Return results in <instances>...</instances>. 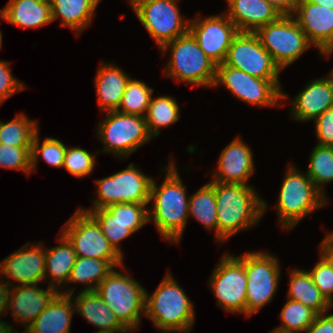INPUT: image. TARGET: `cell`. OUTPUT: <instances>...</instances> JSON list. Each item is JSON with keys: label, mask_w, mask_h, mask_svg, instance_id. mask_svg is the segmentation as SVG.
<instances>
[{"label": "cell", "mask_w": 333, "mask_h": 333, "mask_svg": "<svg viewBox=\"0 0 333 333\" xmlns=\"http://www.w3.org/2000/svg\"><path fill=\"white\" fill-rule=\"evenodd\" d=\"M0 19L24 28L42 27L52 23L49 0H9L0 10Z\"/></svg>", "instance_id": "4316f807"}, {"label": "cell", "mask_w": 333, "mask_h": 333, "mask_svg": "<svg viewBox=\"0 0 333 333\" xmlns=\"http://www.w3.org/2000/svg\"><path fill=\"white\" fill-rule=\"evenodd\" d=\"M281 15H293L299 0H267Z\"/></svg>", "instance_id": "bcb514c9"}, {"label": "cell", "mask_w": 333, "mask_h": 333, "mask_svg": "<svg viewBox=\"0 0 333 333\" xmlns=\"http://www.w3.org/2000/svg\"><path fill=\"white\" fill-rule=\"evenodd\" d=\"M271 333H293V332H286V331L275 328V329H273V331H271Z\"/></svg>", "instance_id": "f907efd6"}, {"label": "cell", "mask_w": 333, "mask_h": 333, "mask_svg": "<svg viewBox=\"0 0 333 333\" xmlns=\"http://www.w3.org/2000/svg\"><path fill=\"white\" fill-rule=\"evenodd\" d=\"M148 204L118 203L100 209H83L98 223L105 238L123 257L119 243L149 223Z\"/></svg>", "instance_id": "5bb4252c"}, {"label": "cell", "mask_w": 333, "mask_h": 333, "mask_svg": "<svg viewBox=\"0 0 333 333\" xmlns=\"http://www.w3.org/2000/svg\"><path fill=\"white\" fill-rule=\"evenodd\" d=\"M292 16L321 56L333 43V7L299 0Z\"/></svg>", "instance_id": "d6986e66"}, {"label": "cell", "mask_w": 333, "mask_h": 333, "mask_svg": "<svg viewBox=\"0 0 333 333\" xmlns=\"http://www.w3.org/2000/svg\"><path fill=\"white\" fill-rule=\"evenodd\" d=\"M223 63L265 80H279L282 71L251 32H239L233 38Z\"/></svg>", "instance_id": "2e32d148"}, {"label": "cell", "mask_w": 333, "mask_h": 333, "mask_svg": "<svg viewBox=\"0 0 333 333\" xmlns=\"http://www.w3.org/2000/svg\"><path fill=\"white\" fill-rule=\"evenodd\" d=\"M161 333H170V331H164V332H161ZM171 333H172V331H171Z\"/></svg>", "instance_id": "db71d44e"}, {"label": "cell", "mask_w": 333, "mask_h": 333, "mask_svg": "<svg viewBox=\"0 0 333 333\" xmlns=\"http://www.w3.org/2000/svg\"><path fill=\"white\" fill-rule=\"evenodd\" d=\"M190 20L189 32L203 52L216 64L225 61L233 38L239 33L234 23L224 13Z\"/></svg>", "instance_id": "e0dca14e"}, {"label": "cell", "mask_w": 333, "mask_h": 333, "mask_svg": "<svg viewBox=\"0 0 333 333\" xmlns=\"http://www.w3.org/2000/svg\"><path fill=\"white\" fill-rule=\"evenodd\" d=\"M175 165L171 161L165 166L167 173L160 187L152 180L149 201L154 204L148 209L149 222L154 221L159 234L171 244L180 242L189 217L186 186Z\"/></svg>", "instance_id": "7a4b0ae2"}, {"label": "cell", "mask_w": 333, "mask_h": 333, "mask_svg": "<svg viewBox=\"0 0 333 333\" xmlns=\"http://www.w3.org/2000/svg\"><path fill=\"white\" fill-rule=\"evenodd\" d=\"M131 7L159 49L189 32L176 0H138Z\"/></svg>", "instance_id": "4fadbf2b"}, {"label": "cell", "mask_w": 333, "mask_h": 333, "mask_svg": "<svg viewBox=\"0 0 333 333\" xmlns=\"http://www.w3.org/2000/svg\"><path fill=\"white\" fill-rule=\"evenodd\" d=\"M9 293L10 286L4 281H0V317L6 314L5 310L9 300ZM13 328L14 326L9 325L6 321H0V333H14Z\"/></svg>", "instance_id": "f6af8a7d"}, {"label": "cell", "mask_w": 333, "mask_h": 333, "mask_svg": "<svg viewBox=\"0 0 333 333\" xmlns=\"http://www.w3.org/2000/svg\"><path fill=\"white\" fill-rule=\"evenodd\" d=\"M0 167L23 171L29 175L31 171V147H14L0 143Z\"/></svg>", "instance_id": "ab89813d"}, {"label": "cell", "mask_w": 333, "mask_h": 333, "mask_svg": "<svg viewBox=\"0 0 333 333\" xmlns=\"http://www.w3.org/2000/svg\"><path fill=\"white\" fill-rule=\"evenodd\" d=\"M74 298L75 312L83 316L87 323L98 327L99 333H129L107 304L95 291H81Z\"/></svg>", "instance_id": "d4e9b609"}, {"label": "cell", "mask_w": 333, "mask_h": 333, "mask_svg": "<svg viewBox=\"0 0 333 333\" xmlns=\"http://www.w3.org/2000/svg\"><path fill=\"white\" fill-rule=\"evenodd\" d=\"M288 165L275 207L278 221L286 230L292 229L304 216L329 202L315 187L306 172L303 174L292 164Z\"/></svg>", "instance_id": "5b68a950"}, {"label": "cell", "mask_w": 333, "mask_h": 333, "mask_svg": "<svg viewBox=\"0 0 333 333\" xmlns=\"http://www.w3.org/2000/svg\"><path fill=\"white\" fill-rule=\"evenodd\" d=\"M12 289V291H11ZM59 290L48 286L47 289L39 288L37 284L15 285L10 287L7 311L12 310V317L28 328L38 315L48 306Z\"/></svg>", "instance_id": "44dd1931"}, {"label": "cell", "mask_w": 333, "mask_h": 333, "mask_svg": "<svg viewBox=\"0 0 333 333\" xmlns=\"http://www.w3.org/2000/svg\"><path fill=\"white\" fill-rule=\"evenodd\" d=\"M39 140L38 131L31 146V171H35L39 157L51 167L62 168L67 146L62 141L52 137L45 138L42 144Z\"/></svg>", "instance_id": "74e56055"}, {"label": "cell", "mask_w": 333, "mask_h": 333, "mask_svg": "<svg viewBox=\"0 0 333 333\" xmlns=\"http://www.w3.org/2000/svg\"><path fill=\"white\" fill-rule=\"evenodd\" d=\"M179 110V105L173 97L164 95L151 98L144 116L149 134L157 137L160 134V128L176 123L180 119Z\"/></svg>", "instance_id": "d6a6232c"}, {"label": "cell", "mask_w": 333, "mask_h": 333, "mask_svg": "<svg viewBox=\"0 0 333 333\" xmlns=\"http://www.w3.org/2000/svg\"><path fill=\"white\" fill-rule=\"evenodd\" d=\"M317 313L304 304L288 299L280 312L281 325L277 329L286 332H305L313 323Z\"/></svg>", "instance_id": "8d00e7d4"}, {"label": "cell", "mask_w": 333, "mask_h": 333, "mask_svg": "<svg viewBox=\"0 0 333 333\" xmlns=\"http://www.w3.org/2000/svg\"><path fill=\"white\" fill-rule=\"evenodd\" d=\"M193 305L171 273L165 274L152 295L145 291V317L163 331L190 332L195 322Z\"/></svg>", "instance_id": "3957f363"}, {"label": "cell", "mask_w": 333, "mask_h": 333, "mask_svg": "<svg viewBox=\"0 0 333 333\" xmlns=\"http://www.w3.org/2000/svg\"><path fill=\"white\" fill-rule=\"evenodd\" d=\"M58 241L60 244L46 249L45 255V281L47 277H51L52 280L47 284L55 289L68 282L77 258L72 244L61 232Z\"/></svg>", "instance_id": "f1b7e54d"}, {"label": "cell", "mask_w": 333, "mask_h": 333, "mask_svg": "<svg viewBox=\"0 0 333 333\" xmlns=\"http://www.w3.org/2000/svg\"><path fill=\"white\" fill-rule=\"evenodd\" d=\"M161 51L163 55L171 53L163 71L165 76L195 86H214L217 65L203 52L190 32L166 43Z\"/></svg>", "instance_id": "277c9868"}, {"label": "cell", "mask_w": 333, "mask_h": 333, "mask_svg": "<svg viewBox=\"0 0 333 333\" xmlns=\"http://www.w3.org/2000/svg\"><path fill=\"white\" fill-rule=\"evenodd\" d=\"M328 76L312 80L294 97L290 114L295 121L315 120L333 106V72Z\"/></svg>", "instance_id": "7402d4cb"}, {"label": "cell", "mask_w": 333, "mask_h": 333, "mask_svg": "<svg viewBox=\"0 0 333 333\" xmlns=\"http://www.w3.org/2000/svg\"><path fill=\"white\" fill-rule=\"evenodd\" d=\"M105 119L100 121L97 129L98 139L103 141L104 151L116 157L128 158L136 149L149 142L145 117L107 111Z\"/></svg>", "instance_id": "ba28073f"}, {"label": "cell", "mask_w": 333, "mask_h": 333, "mask_svg": "<svg viewBox=\"0 0 333 333\" xmlns=\"http://www.w3.org/2000/svg\"><path fill=\"white\" fill-rule=\"evenodd\" d=\"M313 4L324 5L325 7H333V0H306Z\"/></svg>", "instance_id": "c3c4849f"}, {"label": "cell", "mask_w": 333, "mask_h": 333, "mask_svg": "<svg viewBox=\"0 0 333 333\" xmlns=\"http://www.w3.org/2000/svg\"><path fill=\"white\" fill-rule=\"evenodd\" d=\"M255 34L281 70L299 59L312 45L292 15H282Z\"/></svg>", "instance_id": "30bf717a"}, {"label": "cell", "mask_w": 333, "mask_h": 333, "mask_svg": "<svg viewBox=\"0 0 333 333\" xmlns=\"http://www.w3.org/2000/svg\"><path fill=\"white\" fill-rule=\"evenodd\" d=\"M114 268L107 260L77 256L68 282L85 284L86 288L83 291L96 290Z\"/></svg>", "instance_id": "1f68e13d"}, {"label": "cell", "mask_w": 333, "mask_h": 333, "mask_svg": "<svg viewBox=\"0 0 333 333\" xmlns=\"http://www.w3.org/2000/svg\"><path fill=\"white\" fill-rule=\"evenodd\" d=\"M320 252L333 264V232H328L320 243Z\"/></svg>", "instance_id": "7dc6e473"}, {"label": "cell", "mask_w": 333, "mask_h": 333, "mask_svg": "<svg viewBox=\"0 0 333 333\" xmlns=\"http://www.w3.org/2000/svg\"><path fill=\"white\" fill-rule=\"evenodd\" d=\"M52 22L61 18V27L80 34L92 23L93 15L100 0H49Z\"/></svg>", "instance_id": "83f0119b"}, {"label": "cell", "mask_w": 333, "mask_h": 333, "mask_svg": "<svg viewBox=\"0 0 333 333\" xmlns=\"http://www.w3.org/2000/svg\"><path fill=\"white\" fill-rule=\"evenodd\" d=\"M333 52V43L321 54V56H330Z\"/></svg>", "instance_id": "681fc988"}, {"label": "cell", "mask_w": 333, "mask_h": 333, "mask_svg": "<svg viewBox=\"0 0 333 333\" xmlns=\"http://www.w3.org/2000/svg\"><path fill=\"white\" fill-rule=\"evenodd\" d=\"M243 265L247 276V318L272 301L278 290L280 278L279 259L266 252H245L235 256Z\"/></svg>", "instance_id": "52a82bcc"}, {"label": "cell", "mask_w": 333, "mask_h": 333, "mask_svg": "<svg viewBox=\"0 0 333 333\" xmlns=\"http://www.w3.org/2000/svg\"><path fill=\"white\" fill-rule=\"evenodd\" d=\"M41 244L42 242L32 245L27 242L0 262V276L11 279L6 282L10 287H13L12 280L20 285L45 282L46 249Z\"/></svg>", "instance_id": "ac0fdd59"}, {"label": "cell", "mask_w": 333, "mask_h": 333, "mask_svg": "<svg viewBox=\"0 0 333 333\" xmlns=\"http://www.w3.org/2000/svg\"><path fill=\"white\" fill-rule=\"evenodd\" d=\"M115 269L95 291L118 320L129 331H135L141 323V316H145L146 289L136 279Z\"/></svg>", "instance_id": "8992f818"}, {"label": "cell", "mask_w": 333, "mask_h": 333, "mask_svg": "<svg viewBox=\"0 0 333 333\" xmlns=\"http://www.w3.org/2000/svg\"><path fill=\"white\" fill-rule=\"evenodd\" d=\"M74 289L68 288L53 298L34 322L22 333H70L71 320L75 314Z\"/></svg>", "instance_id": "cb8c5ba5"}, {"label": "cell", "mask_w": 333, "mask_h": 333, "mask_svg": "<svg viewBox=\"0 0 333 333\" xmlns=\"http://www.w3.org/2000/svg\"><path fill=\"white\" fill-rule=\"evenodd\" d=\"M1 47H2V33H1V30H0V50H1Z\"/></svg>", "instance_id": "f5cc1de1"}, {"label": "cell", "mask_w": 333, "mask_h": 333, "mask_svg": "<svg viewBox=\"0 0 333 333\" xmlns=\"http://www.w3.org/2000/svg\"><path fill=\"white\" fill-rule=\"evenodd\" d=\"M153 178L146 176L134 163L126 169L96 180L97 199L92 209L106 208L118 203L149 204L150 188Z\"/></svg>", "instance_id": "7c38bea8"}, {"label": "cell", "mask_w": 333, "mask_h": 333, "mask_svg": "<svg viewBox=\"0 0 333 333\" xmlns=\"http://www.w3.org/2000/svg\"><path fill=\"white\" fill-rule=\"evenodd\" d=\"M11 68L7 61L0 60V105L12 95L25 90V84L11 74Z\"/></svg>", "instance_id": "b9f144b4"}, {"label": "cell", "mask_w": 333, "mask_h": 333, "mask_svg": "<svg viewBox=\"0 0 333 333\" xmlns=\"http://www.w3.org/2000/svg\"><path fill=\"white\" fill-rule=\"evenodd\" d=\"M279 81L257 78L222 63L217 65L213 87L223 84L235 97L245 103L260 107H276L281 105L284 99H287Z\"/></svg>", "instance_id": "8fae6325"}, {"label": "cell", "mask_w": 333, "mask_h": 333, "mask_svg": "<svg viewBox=\"0 0 333 333\" xmlns=\"http://www.w3.org/2000/svg\"><path fill=\"white\" fill-rule=\"evenodd\" d=\"M129 1V4L132 6L134 5L138 0H128Z\"/></svg>", "instance_id": "816d5d0a"}, {"label": "cell", "mask_w": 333, "mask_h": 333, "mask_svg": "<svg viewBox=\"0 0 333 333\" xmlns=\"http://www.w3.org/2000/svg\"><path fill=\"white\" fill-rule=\"evenodd\" d=\"M251 147L238 136L219 155L217 171L212 181L222 183L248 184L254 174V160Z\"/></svg>", "instance_id": "ffe728a7"}, {"label": "cell", "mask_w": 333, "mask_h": 333, "mask_svg": "<svg viewBox=\"0 0 333 333\" xmlns=\"http://www.w3.org/2000/svg\"><path fill=\"white\" fill-rule=\"evenodd\" d=\"M153 88L140 80L128 81L121 103L116 111L123 114L139 115L144 117L150 104Z\"/></svg>", "instance_id": "d590c367"}, {"label": "cell", "mask_w": 333, "mask_h": 333, "mask_svg": "<svg viewBox=\"0 0 333 333\" xmlns=\"http://www.w3.org/2000/svg\"><path fill=\"white\" fill-rule=\"evenodd\" d=\"M38 129V121L18 114L7 123L0 121V143L14 147H31Z\"/></svg>", "instance_id": "836d02e7"}, {"label": "cell", "mask_w": 333, "mask_h": 333, "mask_svg": "<svg viewBox=\"0 0 333 333\" xmlns=\"http://www.w3.org/2000/svg\"><path fill=\"white\" fill-rule=\"evenodd\" d=\"M307 167V175L315 187L324 194L325 184L333 182V147L315 145Z\"/></svg>", "instance_id": "e575fe53"}, {"label": "cell", "mask_w": 333, "mask_h": 333, "mask_svg": "<svg viewBox=\"0 0 333 333\" xmlns=\"http://www.w3.org/2000/svg\"><path fill=\"white\" fill-rule=\"evenodd\" d=\"M189 217L192 216L204 227L215 230L217 239V206L214 194V181L204 184L196 193L189 197Z\"/></svg>", "instance_id": "4dcf8cb0"}, {"label": "cell", "mask_w": 333, "mask_h": 333, "mask_svg": "<svg viewBox=\"0 0 333 333\" xmlns=\"http://www.w3.org/2000/svg\"><path fill=\"white\" fill-rule=\"evenodd\" d=\"M287 299L300 302L317 314L327 313L332 305L314 285L311 274L307 270L294 269L289 274Z\"/></svg>", "instance_id": "f546056e"}, {"label": "cell", "mask_w": 333, "mask_h": 333, "mask_svg": "<svg viewBox=\"0 0 333 333\" xmlns=\"http://www.w3.org/2000/svg\"><path fill=\"white\" fill-rule=\"evenodd\" d=\"M61 232L72 244L78 257L107 260L114 267L125 270L123 257L105 238L97 221L81 207L65 222Z\"/></svg>", "instance_id": "9c48e42d"}, {"label": "cell", "mask_w": 333, "mask_h": 333, "mask_svg": "<svg viewBox=\"0 0 333 333\" xmlns=\"http://www.w3.org/2000/svg\"><path fill=\"white\" fill-rule=\"evenodd\" d=\"M317 145L333 147V106L324 111L315 120Z\"/></svg>", "instance_id": "7bdbcfd3"}, {"label": "cell", "mask_w": 333, "mask_h": 333, "mask_svg": "<svg viewBox=\"0 0 333 333\" xmlns=\"http://www.w3.org/2000/svg\"><path fill=\"white\" fill-rule=\"evenodd\" d=\"M96 155L80 147L66 149L62 168L77 178L90 175L94 170Z\"/></svg>", "instance_id": "f35d334b"}, {"label": "cell", "mask_w": 333, "mask_h": 333, "mask_svg": "<svg viewBox=\"0 0 333 333\" xmlns=\"http://www.w3.org/2000/svg\"><path fill=\"white\" fill-rule=\"evenodd\" d=\"M96 73L95 89L100 111H116L130 77L113 62H103Z\"/></svg>", "instance_id": "484cf974"}, {"label": "cell", "mask_w": 333, "mask_h": 333, "mask_svg": "<svg viewBox=\"0 0 333 333\" xmlns=\"http://www.w3.org/2000/svg\"><path fill=\"white\" fill-rule=\"evenodd\" d=\"M218 306L229 313L246 317L247 276L244 265L232 254H225L209 278Z\"/></svg>", "instance_id": "9a60e30c"}, {"label": "cell", "mask_w": 333, "mask_h": 333, "mask_svg": "<svg viewBox=\"0 0 333 333\" xmlns=\"http://www.w3.org/2000/svg\"><path fill=\"white\" fill-rule=\"evenodd\" d=\"M314 285L333 306V264L320 253V260L309 271Z\"/></svg>", "instance_id": "60d3db41"}, {"label": "cell", "mask_w": 333, "mask_h": 333, "mask_svg": "<svg viewBox=\"0 0 333 333\" xmlns=\"http://www.w3.org/2000/svg\"><path fill=\"white\" fill-rule=\"evenodd\" d=\"M227 17L239 32L255 33L259 28L278 20L282 15L267 0H226Z\"/></svg>", "instance_id": "603a6c76"}, {"label": "cell", "mask_w": 333, "mask_h": 333, "mask_svg": "<svg viewBox=\"0 0 333 333\" xmlns=\"http://www.w3.org/2000/svg\"><path fill=\"white\" fill-rule=\"evenodd\" d=\"M217 206V242L228 240L239 231L256 225L262 218L267 203L254 187L239 183L214 181Z\"/></svg>", "instance_id": "6da1fadb"}, {"label": "cell", "mask_w": 333, "mask_h": 333, "mask_svg": "<svg viewBox=\"0 0 333 333\" xmlns=\"http://www.w3.org/2000/svg\"><path fill=\"white\" fill-rule=\"evenodd\" d=\"M317 314L313 323L305 330V333H333V313Z\"/></svg>", "instance_id": "ee69618b"}]
</instances>
